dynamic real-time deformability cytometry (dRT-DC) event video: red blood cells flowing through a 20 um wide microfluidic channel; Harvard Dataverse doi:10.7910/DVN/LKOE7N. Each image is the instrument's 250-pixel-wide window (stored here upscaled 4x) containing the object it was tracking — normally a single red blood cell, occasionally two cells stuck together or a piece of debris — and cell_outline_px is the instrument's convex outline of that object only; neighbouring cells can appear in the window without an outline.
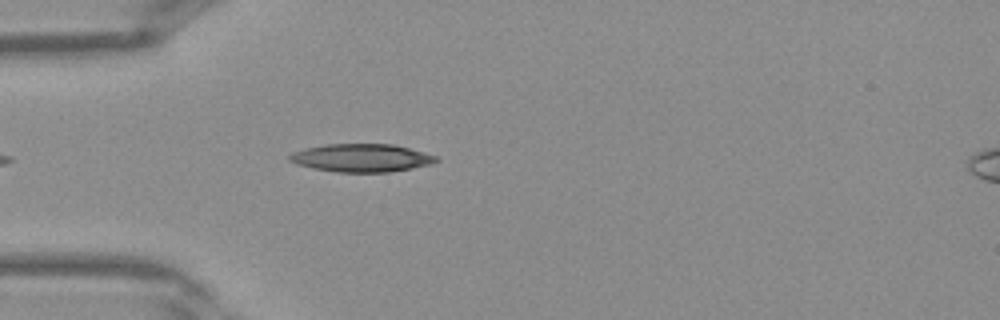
{"species": "Egyptian fruit bat (a non-hibernating species)", "species_latin": "Rousettus aegyptiacus", "temperature_condition": "warm", "stored_images_in_passage": 27, "camera_frame_rate_fps": 3000, "um_per_image_px": 0.085, "frame": {"image": 1, "passage_image": 3, "time_ms": 0.667, "image_size_px": [1000, 320], "cell_outline_px": [[440, 160], [432, 164], [412, 168], [388, 172], [340, 172], [312, 168], [296, 164], [288, 160], [288, 156], [292, 152], [304, 148], [324, 144], [392, 144], [408, 148], [436, 156]], "centroid_in_image_um": [30.69, 13.42], "position_along_channel_um": 54.3, "area_um2": 23.93}}
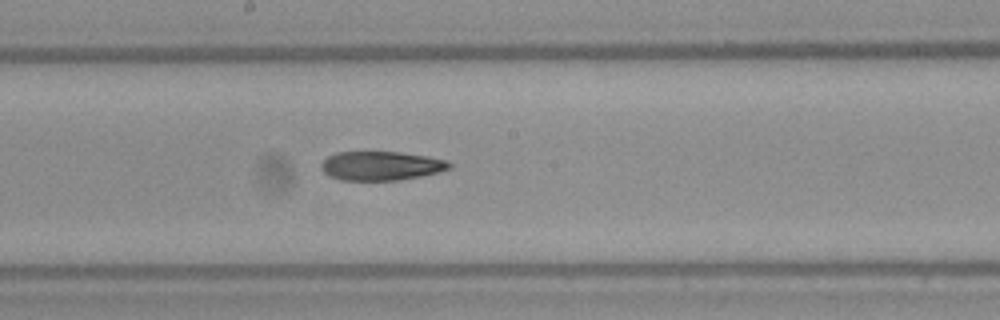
{"frame": {"image": 2, "passage_image": 13, "time_ms": 4.0, "image_size_px": [1000, 320], "cell_outline_px": [[452, 168], [420, 176], [400, 180], [340, 180], [324, 172], [320, 168], [320, 164], [328, 156], [336, 152], [400, 152], [428, 156], [448, 160], [452, 164]], "centroid_in_image_um": [32.41, 14.09], "position_along_channel_um": 215.8, "area_um2": 21.68}}
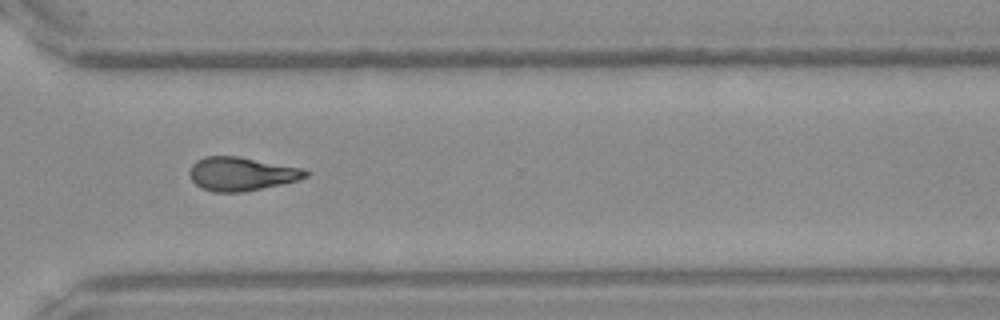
{"frame": {"image": 3, "passage_image": 21, "time_ms": 6.667, "image_size_px": [1000, 320], "cell_outline_px": [[308, 176], [300, 180], [244, 192], [212, 192], [200, 188], [188, 176], [188, 172], [192, 164], [196, 160], [204, 156], [240, 156], [304, 168], [308, 172]], "centroid_in_image_um": [20.51, 14.77], "position_along_channel_um": 350.1, "area_um2": 23.12}}